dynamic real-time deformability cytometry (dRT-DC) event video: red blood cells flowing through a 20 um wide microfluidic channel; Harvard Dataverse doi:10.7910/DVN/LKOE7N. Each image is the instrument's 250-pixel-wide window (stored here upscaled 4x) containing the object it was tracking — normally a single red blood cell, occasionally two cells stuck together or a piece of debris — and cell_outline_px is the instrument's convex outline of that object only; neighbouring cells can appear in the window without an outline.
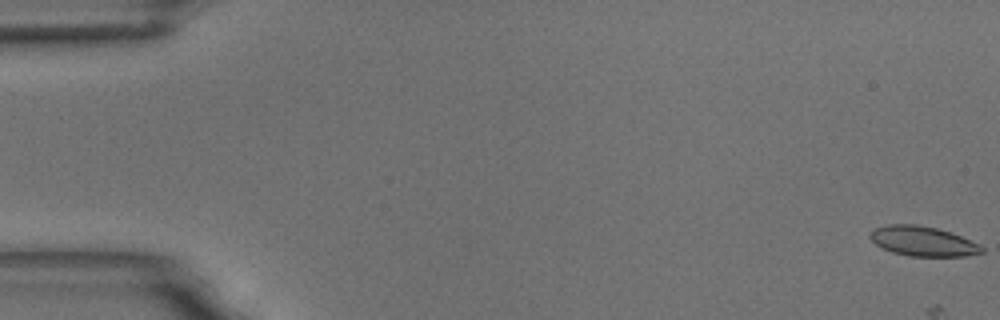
{"species": "common noctule bat (a hibernating species)", "species_latin": "Nyctalus noctula", "temperature_condition": "room temperature", "stored_images_in_passage": 24, "camera_frame_rate_fps": 3000, "um_per_image_px": 0.085, "animal": {"sex": "male", "body_mass_g": 18.8}, "frame": {"image": 1, "passage_image": 1, "time_ms": 0.0, "image_size_px": [1000, 320], "cell_outline_px": [[984, 252], [968, 256], [908, 256], [892, 252], [876, 244], [868, 236], [876, 228], [888, 224], [916, 224], [936, 228], [952, 232], [980, 244], [984, 248]], "centroid_in_image_um": [78.49, 20.5], "position_along_channel_um": 6.5, "area_um2": 19.42}}